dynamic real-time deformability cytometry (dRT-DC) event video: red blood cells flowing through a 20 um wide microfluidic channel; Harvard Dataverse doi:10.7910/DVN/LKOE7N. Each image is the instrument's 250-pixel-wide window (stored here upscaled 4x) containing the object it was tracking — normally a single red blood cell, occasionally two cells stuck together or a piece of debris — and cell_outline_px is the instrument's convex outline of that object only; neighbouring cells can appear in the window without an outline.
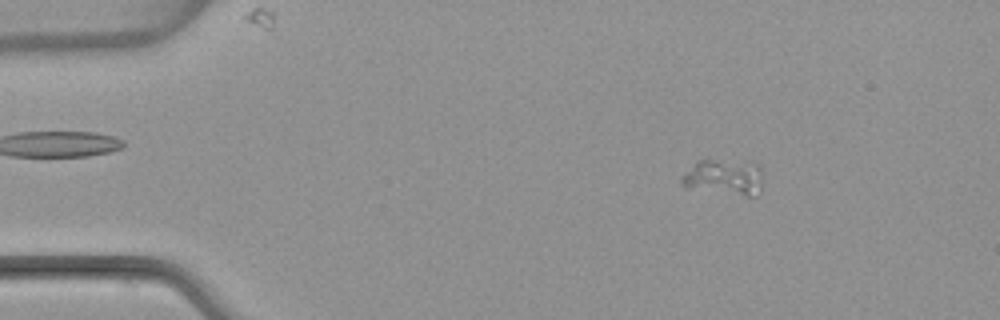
{"species": "common noctule bat (a hibernating species)", "species_latin": "Nyctalus noctula", "temperature_condition": "warm", "stored_images_in_passage": 3, "camera_frame_rate_fps": 3000, "um_per_image_px": 0.085, "animal": {"sex": "female", "body_mass_g": 22.7, "forearm_length_mm": 54.2}, "frame": {"image": 1, "passage_image": 2, "time_ms": 1.0, "image_size_px": [1000, 320], "cell_outline_px": [[760, 192], [756, 196], [748, 196], [684, 188], [680, 184], [680, 176], [700, 160], [752, 160], [760, 164]], "centroid_in_image_um": [61.54, 15.05], "position_along_channel_um": 23.5, "area_um2": 17.34}}